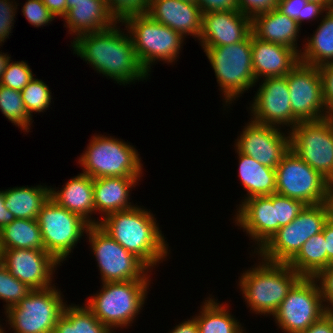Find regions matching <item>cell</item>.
<instances>
[{
    "instance_id": "cell-1",
    "label": "cell",
    "mask_w": 333,
    "mask_h": 333,
    "mask_svg": "<svg viewBox=\"0 0 333 333\" xmlns=\"http://www.w3.org/2000/svg\"><path fill=\"white\" fill-rule=\"evenodd\" d=\"M117 24L119 22L106 30L82 34L73 39L70 44L73 53L97 73L119 85L147 80L150 74L142 67L129 33L126 28L122 31Z\"/></svg>"
},
{
    "instance_id": "cell-2",
    "label": "cell",
    "mask_w": 333,
    "mask_h": 333,
    "mask_svg": "<svg viewBox=\"0 0 333 333\" xmlns=\"http://www.w3.org/2000/svg\"><path fill=\"white\" fill-rule=\"evenodd\" d=\"M154 216L144 206L136 205L105 216L98 226L152 270L170 254L169 245Z\"/></svg>"
},
{
    "instance_id": "cell-3",
    "label": "cell",
    "mask_w": 333,
    "mask_h": 333,
    "mask_svg": "<svg viewBox=\"0 0 333 333\" xmlns=\"http://www.w3.org/2000/svg\"><path fill=\"white\" fill-rule=\"evenodd\" d=\"M258 260V264L241 273L237 285L251 312L273 316L301 276L286 263L266 261L259 256Z\"/></svg>"
},
{
    "instance_id": "cell-4",
    "label": "cell",
    "mask_w": 333,
    "mask_h": 333,
    "mask_svg": "<svg viewBox=\"0 0 333 333\" xmlns=\"http://www.w3.org/2000/svg\"><path fill=\"white\" fill-rule=\"evenodd\" d=\"M151 280L102 283V288L87 299L86 305L111 332L132 326L147 298Z\"/></svg>"
},
{
    "instance_id": "cell-5",
    "label": "cell",
    "mask_w": 333,
    "mask_h": 333,
    "mask_svg": "<svg viewBox=\"0 0 333 333\" xmlns=\"http://www.w3.org/2000/svg\"><path fill=\"white\" fill-rule=\"evenodd\" d=\"M78 163L83 173L94 178L141 177L143 163L134 145L113 136L94 135Z\"/></svg>"
},
{
    "instance_id": "cell-6",
    "label": "cell",
    "mask_w": 333,
    "mask_h": 333,
    "mask_svg": "<svg viewBox=\"0 0 333 333\" xmlns=\"http://www.w3.org/2000/svg\"><path fill=\"white\" fill-rule=\"evenodd\" d=\"M202 49L214 70L226 106L230 107L232 101L257 85L252 65L251 34L238 43Z\"/></svg>"
},
{
    "instance_id": "cell-7",
    "label": "cell",
    "mask_w": 333,
    "mask_h": 333,
    "mask_svg": "<svg viewBox=\"0 0 333 333\" xmlns=\"http://www.w3.org/2000/svg\"><path fill=\"white\" fill-rule=\"evenodd\" d=\"M130 35L137 57L149 74L159 61L175 63L184 37L177 31L153 20L148 14L132 15L121 22ZM156 61V62H155Z\"/></svg>"
},
{
    "instance_id": "cell-8",
    "label": "cell",
    "mask_w": 333,
    "mask_h": 333,
    "mask_svg": "<svg viewBox=\"0 0 333 333\" xmlns=\"http://www.w3.org/2000/svg\"><path fill=\"white\" fill-rule=\"evenodd\" d=\"M56 285L32 290L17 305L4 311L13 333H53L66 303Z\"/></svg>"
},
{
    "instance_id": "cell-9",
    "label": "cell",
    "mask_w": 333,
    "mask_h": 333,
    "mask_svg": "<svg viewBox=\"0 0 333 333\" xmlns=\"http://www.w3.org/2000/svg\"><path fill=\"white\" fill-rule=\"evenodd\" d=\"M328 219L324 203L307 205L291 223L280 227L255 255L266 261L288 264L310 237L323 231Z\"/></svg>"
},
{
    "instance_id": "cell-10",
    "label": "cell",
    "mask_w": 333,
    "mask_h": 333,
    "mask_svg": "<svg viewBox=\"0 0 333 333\" xmlns=\"http://www.w3.org/2000/svg\"><path fill=\"white\" fill-rule=\"evenodd\" d=\"M85 238L89 239L90 249L101 273V282H124L131 280H151L150 268L133 253L124 249L98 225L88 228Z\"/></svg>"
},
{
    "instance_id": "cell-11",
    "label": "cell",
    "mask_w": 333,
    "mask_h": 333,
    "mask_svg": "<svg viewBox=\"0 0 333 333\" xmlns=\"http://www.w3.org/2000/svg\"><path fill=\"white\" fill-rule=\"evenodd\" d=\"M45 251L60 264L91 226L79 215L59 206L51 197L42 206L37 216Z\"/></svg>"
},
{
    "instance_id": "cell-12",
    "label": "cell",
    "mask_w": 333,
    "mask_h": 333,
    "mask_svg": "<svg viewBox=\"0 0 333 333\" xmlns=\"http://www.w3.org/2000/svg\"><path fill=\"white\" fill-rule=\"evenodd\" d=\"M327 312L316 279L301 277L288 291L273 318L282 332L300 333Z\"/></svg>"
},
{
    "instance_id": "cell-13",
    "label": "cell",
    "mask_w": 333,
    "mask_h": 333,
    "mask_svg": "<svg viewBox=\"0 0 333 333\" xmlns=\"http://www.w3.org/2000/svg\"><path fill=\"white\" fill-rule=\"evenodd\" d=\"M290 132V149L326 180L333 178V121H300Z\"/></svg>"
},
{
    "instance_id": "cell-14",
    "label": "cell",
    "mask_w": 333,
    "mask_h": 333,
    "mask_svg": "<svg viewBox=\"0 0 333 333\" xmlns=\"http://www.w3.org/2000/svg\"><path fill=\"white\" fill-rule=\"evenodd\" d=\"M276 170V192L303 201L307 205L324 203L327 180L291 149Z\"/></svg>"
},
{
    "instance_id": "cell-15",
    "label": "cell",
    "mask_w": 333,
    "mask_h": 333,
    "mask_svg": "<svg viewBox=\"0 0 333 333\" xmlns=\"http://www.w3.org/2000/svg\"><path fill=\"white\" fill-rule=\"evenodd\" d=\"M292 114L299 121L329 117L323 100V79L319 67L298 63L286 75Z\"/></svg>"
},
{
    "instance_id": "cell-16",
    "label": "cell",
    "mask_w": 333,
    "mask_h": 333,
    "mask_svg": "<svg viewBox=\"0 0 333 333\" xmlns=\"http://www.w3.org/2000/svg\"><path fill=\"white\" fill-rule=\"evenodd\" d=\"M249 104L250 119L256 123L279 128L286 126L291 131L300 122L292 114L286 76L263 78Z\"/></svg>"
},
{
    "instance_id": "cell-17",
    "label": "cell",
    "mask_w": 333,
    "mask_h": 333,
    "mask_svg": "<svg viewBox=\"0 0 333 333\" xmlns=\"http://www.w3.org/2000/svg\"><path fill=\"white\" fill-rule=\"evenodd\" d=\"M235 140L234 149L252 157L260 164L276 168L290 150V132L276 126L263 125L250 119Z\"/></svg>"
},
{
    "instance_id": "cell-18",
    "label": "cell",
    "mask_w": 333,
    "mask_h": 333,
    "mask_svg": "<svg viewBox=\"0 0 333 333\" xmlns=\"http://www.w3.org/2000/svg\"><path fill=\"white\" fill-rule=\"evenodd\" d=\"M0 251V262L13 277L32 290L46 289L54 285L52 283L53 274H55L57 266L59 267L61 264L45 250L7 249Z\"/></svg>"
},
{
    "instance_id": "cell-19",
    "label": "cell",
    "mask_w": 333,
    "mask_h": 333,
    "mask_svg": "<svg viewBox=\"0 0 333 333\" xmlns=\"http://www.w3.org/2000/svg\"><path fill=\"white\" fill-rule=\"evenodd\" d=\"M236 210L234 222L253 240L256 245L253 254L257 253L280 228L276 222L273 194L247 198Z\"/></svg>"
},
{
    "instance_id": "cell-20",
    "label": "cell",
    "mask_w": 333,
    "mask_h": 333,
    "mask_svg": "<svg viewBox=\"0 0 333 333\" xmlns=\"http://www.w3.org/2000/svg\"><path fill=\"white\" fill-rule=\"evenodd\" d=\"M251 33V18L239 10L207 12L198 40L202 48L218 47L244 41Z\"/></svg>"
},
{
    "instance_id": "cell-21",
    "label": "cell",
    "mask_w": 333,
    "mask_h": 333,
    "mask_svg": "<svg viewBox=\"0 0 333 333\" xmlns=\"http://www.w3.org/2000/svg\"><path fill=\"white\" fill-rule=\"evenodd\" d=\"M147 14L184 38L190 35L199 39L201 35L202 12L197 4L182 0H150Z\"/></svg>"
},
{
    "instance_id": "cell-22",
    "label": "cell",
    "mask_w": 333,
    "mask_h": 333,
    "mask_svg": "<svg viewBox=\"0 0 333 333\" xmlns=\"http://www.w3.org/2000/svg\"><path fill=\"white\" fill-rule=\"evenodd\" d=\"M251 48L256 83L262 80L261 78L286 76L300 63V54L296 50L281 44L263 41L252 33Z\"/></svg>"
},
{
    "instance_id": "cell-23",
    "label": "cell",
    "mask_w": 333,
    "mask_h": 333,
    "mask_svg": "<svg viewBox=\"0 0 333 333\" xmlns=\"http://www.w3.org/2000/svg\"><path fill=\"white\" fill-rule=\"evenodd\" d=\"M62 186L58 191L51 188L50 197L59 206L79 215L90 225H98L100 220L91 217L95 213L93 178L80 173Z\"/></svg>"
},
{
    "instance_id": "cell-24",
    "label": "cell",
    "mask_w": 333,
    "mask_h": 333,
    "mask_svg": "<svg viewBox=\"0 0 333 333\" xmlns=\"http://www.w3.org/2000/svg\"><path fill=\"white\" fill-rule=\"evenodd\" d=\"M69 34L78 36L103 31L118 23L110 14L106 0L71 2V9L63 17Z\"/></svg>"
},
{
    "instance_id": "cell-25",
    "label": "cell",
    "mask_w": 333,
    "mask_h": 333,
    "mask_svg": "<svg viewBox=\"0 0 333 333\" xmlns=\"http://www.w3.org/2000/svg\"><path fill=\"white\" fill-rule=\"evenodd\" d=\"M140 177H104L93 179L95 214L105 216L128 210L135 205L130 202L131 188L136 187Z\"/></svg>"
},
{
    "instance_id": "cell-26",
    "label": "cell",
    "mask_w": 333,
    "mask_h": 333,
    "mask_svg": "<svg viewBox=\"0 0 333 333\" xmlns=\"http://www.w3.org/2000/svg\"><path fill=\"white\" fill-rule=\"evenodd\" d=\"M300 26L277 8L256 15L251 19L252 34L263 41L277 43L296 50L299 54Z\"/></svg>"
},
{
    "instance_id": "cell-27",
    "label": "cell",
    "mask_w": 333,
    "mask_h": 333,
    "mask_svg": "<svg viewBox=\"0 0 333 333\" xmlns=\"http://www.w3.org/2000/svg\"><path fill=\"white\" fill-rule=\"evenodd\" d=\"M238 154V177L243 189L248 193L243 197L240 204L247 198L256 196H269L276 192V170L260 164L258 161L243 153Z\"/></svg>"
},
{
    "instance_id": "cell-28",
    "label": "cell",
    "mask_w": 333,
    "mask_h": 333,
    "mask_svg": "<svg viewBox=\"0 0 333 333\" xmlns=\"http://www.w3.org/2000/svg\"><path fill=\"white\" fill-rule=\"evenodd\" d=\"M322 17L312 37H307L304 48L300 49L301 63L321 67L333 62V8Z\"/></svg>"
},
{
    "instance_id": "cell-29",
    "label": "cell",
    "mask_w": 333,
    "mask_h": 333,
    "mask_svg": "<svg viewBox=\"0 0 333 333\" xmlns=\"http://www.w3.org/2000/svg\"><path fill=\"white\" fill-rule=\"evenodd\" d=\"M46 185L13 187L4 190L5 207L15 219H37L42 206L50 198Z\"/></svg>"
},
{
    "instance_id": "cell-30",
    "label": "cell",
    "mask_w": 333,
    "mask_h": 333,
    "mask_svg": "<svg viewBox=\"0 0 333 333\" xmlns=\"http://www.w3.org/2000/svg\"><path fill=\"white\" fill-rule=\"evenodd\" d=\"M205 299L201 311L194 316L199 333H246L242 324L230 313L226 302V305L220 304L211 296Z\"/></svg>"
},
{
    "instance_id": "cell-31",
    "label": "cell",
    "mask_w": 333,
    "mask_h": 333,
    "mask_svg": "<svg viewBox=\"0 0 333 333\" xmlns=\"http://www.w3.org/2000/svg\"><path fill=\"white\" fill-rule=\"evenodd\" d=\"M45 250L36 219H15L0 230V250Z\"/></svg>"
},
{
    "instance_id": "cell-32",
    "label": "cell",
    "mask_w": 333,
    "mask_h": 333,
    "mask_svg": "<svg viewBox=\"0 0 333 333\" xmlns=\"http://www.w3.org/2000/svg\"><path fill=\"white\" fill-rule=\"evenodd\" d=\"M324 233L313 235L288 263L301 277H315L327 267V252Z\"/></svg>"
},
{
    "instance_id": "cell-33",
    "label": "cell",
    "mask_w": 333,
    "mask_h": 333,
    "mask_svg": "<svg viewBox=\"0 0 333 333\" xmlns=\"http://www.w3.org/2000/svg\"><path fill=\"white\" fill-rule=\"evenodd\" d=\"M53 333H112L84 304L67 305ZM114 333V332H113Z\"/></svg>"
},
{
    "instance_id": "cell-34",
    "label": "cell",
    "mask_w": 333,
    "mask_h": 333,
    "mask_svg": "<svg viewBox=\"0 0 333 333\" xmlns=\"http://www.w3.org/2000/svg\"><path fill=\"white\" fill-rule=\"evenodd\" d=\"M0 110L2 114L23 132H29L33 118H31L23 103L21 92L0 85Z\"/></svg>"
},
{
    "instance_id": "cell-35",
    "label": "cell",
    "mask_w": 333,
    "mask_h": 333,
    "mask_svg": "<svg viewBox=\"0 0 333 333\" xmlns=\"http://www.w3.org/2000/svg\"><path fill=\"white\" fill-rule=\"evenodd\" d=\"M24 107L32 118L33 112H43L51 105L52 92L41 79L34 77L21 91Z\"/></svg>"
},
{
    "instance_id": "cell-36",
    "label": "cell",
    "mask_w": 333,
    "mask_h": 333,
    "mask_svg": "<svg viewBox=\"0 0 333 333\" xmlns=\"http://www.w3.org/2000/svg\"><path fill=\"white\" fill-rule=\"evenodd\" d=\"M277 9L296 20L300 27L305 20L306 22L316 20L327 11L322 4L308 3L306 0H279Z\"/></svg>"
},
{
    "instance_id": "cell-37",
    "label": "cell",
    "mask_w": 333,
    "mask_h": 333,
    "mask_svg": "<svg viewBox=\"0 0 333 333\" xmlns=\"http://www.w3.org/2000/svg\"><path fill=\"white\" fill-rule=\"evenodd\" d=\"M31 291L30 287L13 277L0 262V299L6 303L3 305L5 311L17 305Z\"/></svg>"
},
{
    "instance_id": "cell-38",
    "label": "cell",
    "mask_w": 333,
    "mask_h": 333,
    "mask_svg": "<svg viewBox=\"0 0 333 333\" xmlns=\"http://www.w3.org/2000/svg\"><path fill=\"white\" fill-rule=\"evenodd\" d=\"M34 73L26 61L8 60L5 71L0 79V85L14 90L22 91V89L34 79Z\"/></svg>"
},
{
    "instance_id": "cell-39",
    "label": "cell",
    "mask_w": 333,
    "mask_h": 333,
    "mask_svg": "<svg viewBox=\"0 0 333 333\" xmlns=\"http://www.w3.org/2000/svg\"><path fill=\"white\" fill-rule=\"evenodd\" d=\"M273 206H275L276 222L280 227L291 223L307 206L303 201L286 196L273 194Z\"/></svg>"
},
{
    "instance_id": "cell-40",
    "label": "cell",
    "mask_w": 333,
    "mask_h": 333,
    "mask_svg": "<svg viewBox=\"0 0 333 333\" xmlns=\"http://www.w3.org/2000/svg\"><path fill=\"white\" fill-rule=\"evenodd\" d=\"M110 14L121 23L132 15L147 14L150 0H106Z\"/></svg>"
},
{
    "instance_id": "cell-41",
    "label": "cell",
    "mask_w": 333,
    "mask_h": 333,
    "mask_svg": "<svg viewBox=\"0 0 333 333\" xmlns=\"http://www.w3.org/2000/svg\"><path fill=\"white\" fill-rule=\"evenodd\" d=\"M21 10L24 17L34 27L41 28L51 24L55 18L42 0H26Z\"/></svg>"
},
{
    "instance_id": "cell-42",
    "label": "cell",
    "mask_w": 333,
    "mask_h": 333,
    "mask_svg": "<svg viewBox=\"0 0 333 333\" xmlns=\"http://www.w3.org/2000/svg\"><path fill=\"white\" fill-rule=\"evenodd\" d=\"M17 4L19 3H16L15 0H0V46L9 38V34L12 33L11 30L14 27Z\"/></svg>"
},
{
    "instance_id": "cell-43",
    "label": "cell",
    "mask_w": 333,
    "mask_h": 333,
    "mask_svg": "<svg viewBox=\"0 0 333 333\" xmlns=\"http://www.w3.org/2000/svg\"><path fill=\"white\" fill-rule=\"evenodd\" d=\"M327 311L333 309V263L322 269L315 277Z\"/></svg>"
},
{
    "instance_id": "cell-44",
    "label": "cell",
    "mask_w": 333,
    "mask_h": 333,
    "mask_svg": "<svg viewBox=\"0 0 333 333\" xmlns=\"http://www.w3.org/2000/svg\"><path fill=\"white\" fill-rule=\"evenodd\" d=\"M278 1L279 0H238V10L252 19L258 14L277 8Z\"/></svg>"
},
{
    "instance_id": "cell-45",
    "label": "cell",
    "mask_w": 333,
    "mask_h": 333,
    "mask_svg": "<svg viewBox=\"0 0 333 333\" xmlns=\"http://www.w3.org/2000/svg\"><path fill=\"white\" fill-rule=\"evenodd\" d=\"M320 68L323 79V100L329 113L333 112V62Z\"/></svg>"
},
{
    "instance_id": "cell-46",
    "label": "cell",
    "mask_w": 333,
    "mask_h": 333,
    "mask_svg": "<svg viewBox=\"0 0 333 333\" xmlns=\"http://www.w3.org/2000/svg\"><path fill=\"white\" fill-rule=\"evenodd\" d=\"M202 14L207 12H220L238 10V0H197Z\"/></svg>"
},
{
    "instance_id": "cell-47",
    "label": "cell",
    "mask_w": 333,
    "mask_h": 333,
    "mask_svg": "<svg viewBox=\"0 0 333 333\" xmlns=\"http://www.w3.org/2000/svg\"><path fill=\"white\" fill-rule=\"evenodd\" d=\"M300 333H333V315L328 311L309 328Z\"/></svg>"
},
{
    "instance_id": "cell-48",
    "label": "cell",
    "mask_w": 333,
    "mask_h": 333,
    "mask_svg": "<svg viewBox=\"0 0 333 333\" xmlns=\"http://www.w3.org/2000/svg\"><path fill=\"white\" fill-rule=\"evenodd\" d=\"M327 252V267L333 263V219L329 218L325 223L323 231Z\"/></svg>"
},
{
    "instance_id": "cell-49",
    "label": "cell",
    "mask_w": 333,
    "mask_h": 333,
    "mask_svg": "<svg viewBox=\"0 0 333 333\" xmlns=\"http://www.w3.org/2000/svg\"><path fill=\"white\" fill-rule=\"evenodd\" d=\"M44 5L50 10L54 17L63 18L67 13L66 0H42Z\"/></svg>"
},
{
    "instance_id": "cell-50",
    "label": "cell",
    "mask_w": 333,
    "mask_h": 333,
    "mask_svg": "<svg viewBox=\"0 0 333 333\" xmlns=\"http://www.w3.org/2000/svg\"><path fill=\"white\" fill-rule=\"evenodd\" d=\"M170 333H199V328L195 317L192 316V319H187L184 322L182 321L176 325L173 330H169Z\"/></svg>"
},
{
    "instance_id": "cell-51",
    "label": "cell",
    "mask_w": 333,
    "mask_h": 333,
    "mask_svg": "<svg viewBox=\"0 0 333 333\" xmlns=\"http://www.w3.org/2000/svg\"><path fill=\"white\" fill-rule=\"evenodd\" d=\"M5 197L4 190H0V230L5 227L7 224L15 220L13 214L4 206Z\"/></svg>"
},
{
    "instance_id": "cell-52",
    "label": "cell",
    "mask_w": 333,
    "mask_h": 333,
    "mask_svg": "<svg viewBox=\"0 0 333 333\" xmlns=\"http://www.w3.org/2000/svg\"><path fill=\"white\" fill-rule=\"evenodd\" d=\"M324 204L327 209L329 218L333 219V178L328 179L326 182Z\"/></svg>"
},
{
    "instance_id": "cell-53",
    "label": "cell",
    "mask_w": 333,
    "mask_h": 333,
    "mask_svg": "<svg viewBox=\"0 0 333 333\" xmlns=\"http://www.w3.org/2000/svg\"><path fill=\"white\" fill-rule=\"evenodd\" d=\"M10 54L7 55V53H3L0 51V79L2 77L3 72L5 71L6 64L8 60L11 58Z\"/></svg>"
},
{
    "instance_id": "cell-54",
    "label": "cell",
    "mask_w": 333,
    "mask_h": 333,
    "mask_svg": "<svg viewBox=\"0 0 333 333\" xmlns=\"http://www.w3.org/2000/svg\"><path fill=\"white\" fill-rule=\"evenodd\" d=\"M308 3L322 4L327 10L333 8V0H306Z\"/></svg>"
},
{
    "instance_id": "cell-55",
    "label": "cell",
    "mask_w": 333,
    "mask_h": 333,
    "mask_svg": "<svg viewBox=\"0 0 333 333\" xmlns=\"http://www.w3.org/2000/svg\"><path fill=\"white\" fill-rule=\"evenodd\" d=\"M81 1H91V0H66L67 3V11L71 9V2H81Z\"/></svg>"
},
{
    "instance_id": "cell-56",
    "label": "cell",
    "mask_w": 333,
    "mask_h": 333,
    "mask_svg": "<svg viewBox=\"0 0 333 333\" xmlns=\"http://www.w3.org/2000/svg\"><path fill=\"white\" fill-rule=\"evenodd\" d=\"M184 2H191V3H194V4H197V0H182Z\"/></svg>"
},
{
    "instance_id": "cell-57",
    "label": "cell",
    "mask_w": 333,
    "mask_h": 333,
    "mask_svg": "<svg viewBox=\"0 0 333 333\" xmlns=\"http://www.w3.org/2000/svg\"><path fill=\"white\" fill-rule=\"evenodd\" d=\"M4 329V327L0 324V333H5V329Z\"/></svg>"
},
{
    "instance_id": "cell-58",
    "label": "cell",
    "mask_w": 333,
    "mask_h": 333,
    "mask_svg": "<svg viewBox=\"0 0 333 333\" xmlns=\"http://www.w3.org/2000/svg\"><path fill=\"white\" fill-rule=\"evenodd\" d=\"M329 117L332 119L333 121V112L330 113Z\"/></svg>"
}]
</instances>
